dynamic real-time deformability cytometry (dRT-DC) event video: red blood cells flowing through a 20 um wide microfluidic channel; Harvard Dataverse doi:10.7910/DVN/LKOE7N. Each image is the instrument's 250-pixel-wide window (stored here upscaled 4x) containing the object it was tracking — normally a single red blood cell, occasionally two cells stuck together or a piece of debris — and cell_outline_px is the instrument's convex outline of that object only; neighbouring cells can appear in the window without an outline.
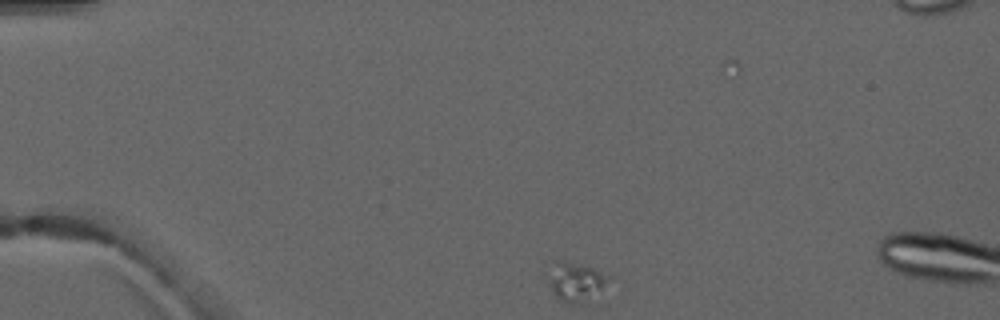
{"species": "common noctule bat (a hibernating species)", "species_latin": "Nyctalus noctula", "temperature_condition": "warm", "stored_images_in_passage": 2, "camera_frame_rate_fps": 3000, "um_per_image_px": 0.085, "animal": {"sex": "male", "forearm_length_mm": 52.5}, "frame": {"image": 1, "passage_image": 1, "time_ms": 0.0, "image_size_px": [1000, 320], "cell_outline_px": [[608, 276], [600, 288], [588, 304], [568, 304], [560, 300], [552, 292], [544, 276], [552, 260], [564, 260], [584, 264]], "centroid_in_image_um": [48.77, 23.93], "position_along_channel_um": 36.2, "area_um2": 14.16}}